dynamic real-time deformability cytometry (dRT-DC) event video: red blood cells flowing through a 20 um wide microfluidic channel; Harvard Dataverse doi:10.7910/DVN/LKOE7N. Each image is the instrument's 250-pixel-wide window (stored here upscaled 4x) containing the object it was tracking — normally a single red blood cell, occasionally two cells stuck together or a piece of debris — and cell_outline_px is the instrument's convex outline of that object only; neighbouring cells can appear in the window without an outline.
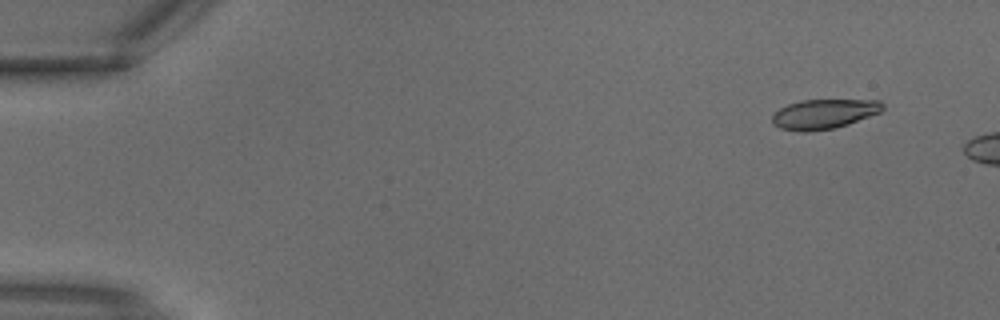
{"species": "common noctule bat (a hibernating species)", "species_latin": "Nyctalus noctula", "temperature_condition": "warm", "stored_images_in_passage": 2, "camera_frame_rate_fps": 3000, "um_per_image_px": 0.085, "animal": {"sex": "male", "body_mass_g": 18.8}, "frame": {"image": 1, "passage_image": 1, "time_ms": 0.0, "image_size_px": [1000, 320], "cell_outline_px": [[884, 108], [880, 112], [848, 124], [836, 128], [808, 132], [800, 132], [780, 128], [772, 124], [772, 116], [780, 108], [788, 104], [800, 100], [880, 100], [884, 104]], "centroid_in_image_um": [70.02, 9.69], "position_along_channel_um": 15.0, "area_um2": 19.19}}